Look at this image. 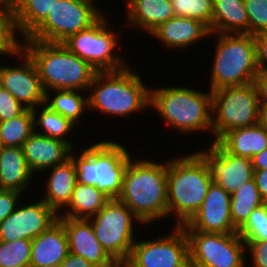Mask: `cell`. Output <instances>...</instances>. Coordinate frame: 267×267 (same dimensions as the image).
<instances>
[{"mask_svg":"<svg viewBox=\"0 0 267 267\" xmlns=\"http://www.w3.org/2000/svg\"><path fill=\"white\" fill-rule=\"evenodd\" d=\"M117 199L128 206L143 225L168 217L167 161L156 163L154 160L132 157L128 161L121 195Z\"/></svg>","mask_w":267,"mask_h":267,"instance_id":"6da1fadb","label":"cell"},{"mask_svg":"<svg viewBox=\"0 0 267 267\" xmlns=\"http://www.w3.org/2000/svg\"><path fill=\"white\" fill-rule=\"evenodd\" d=\"M22 49L34 61L46 93L79 90L87 93L96 71L63 43L22 39ZM87 90V92H86Z\"/></svg>","mask_w":267,"mask_h":267,"instance_id":"7a4b0ae2","label":"cell"},{"mask_svg":"<svg viewBox=\"0 0 267 267\" xmlns=\"http://www.w3.org/2000/svg\"><path fill=\"white\" fill-rule=\"evenodd\" d=\"M212 183L206 163L195 151L167 162V212L175 217L173 226L194 216Z\"/></svg>","mask_w":267,"mask_h":267,"instance_id":"3957f363","label":"cell"},{"mask_svg":"<svg viewBox=\"0 0 267 267\" xmlns=\"http://www.w3.org/2000/svg\"><path fill=\"white\" fill-rule=\"evenodd\" d=\"M131 67L97 72L90 85L88 110L114 117H129L150 106V88ZM95 109V110H94Z\"/></svg>","mask_w":267,"mask_h":267,"instance_id":"277c9868","label":"cell"},{"mask_svg":"<svg viewBox=\"0 0 267 267\" xmlns=\"http://www.w3.org/2000/svg\"><path fill=\"white\" fill-rule=\"evenodd\" d=\"M150 106L166 125L184 134L212 131L211 90L206 93L184 86L154 87L150 90Z\"/></svg>","mask_w":267,"mask_h":267,"instance_id":"5b68a950","label":"cell"},{"mask_svg":"<svg viewBox=\"0 0 267 267\" xmlns=\"http://www.w3.org/2000/svg\"><path fill=\"white\" fill-rule=\"evenodd\" d=\"M89 146L81 149L79 156L73 151L70 154L76 167L77 182L95 186L111 199H117L132 155L122 143L114 140L94 142Z\"/></svg>","mask_w":267,"mask_h":267,"instance_id":"8992f818","label":"cell"},{"mask_svg":"<svg viewBox=\"0 0 267 267\" xmlns=\"http://www.w3.org/2000/svg\"><path fill=\"white\" fill-rule=\"evenodd\" d=\"M216 35L209 90L254 83L259 72L254 36L239 33Z\"/></svg>","mask_w":267,"mask_h":267,"instance_id":"52a82bcc","label":"cell"},{"mask_svg":"<svg viewBox=\"0 0 267 267\" xmlns=\"http://www.w3.org/2000/svg\"><path fill=\"white\" fill-rule=\"evenodd\" d=\"M260 99L254 83L212 91V132L217 142L226 132L258 123Z\"/></svg>","mask_w":267,"mask_h":267,"instance_id":"ba28073f","label":"cell"},{"mask_svg":"<svg viewBox=\"0 0 267 267\" xmlns=\"http://www.w3.org/2000/svg\"><path fill=\"white\" fill-rule=\"evenodd\" d=\"M109 25L103 14L90 27L70 35L62 43L98 72L122 70L130 65L124 56L114 54L120 34Z\"/></svg>","mask_w":267,"mask_h":267,"instance_id":"9c48e42d","label":"cell"},{"mask_svg":"<svg viewBox=\"0 0 267 267\" xmlns=\"http://www.w3.org/2000/svg\"><path fill=\"white\" fill-rule=\"evenodd\" d=\"M89 220L95 236L103 248L118 264H124L128 260L136 240L135 221L143 224L141 220L118 199H110Z\"/></svg>","mask_w":267,"mask_h":267,"instance_id":"30bf717a","label":"cell"},{"mask_svg":"<svg viewBox=\"0 0 267 267\" xmlns=\"http://www.w3.org/2000/svg\"><path fill=\"white\" fill-rule=\"evenodd\" d=\"M96 1H56L46 18L23 39L62 43L70 35L90 27L105 14L94 4Z\"/></svg>","mask_w":267,"mask_h":267,"instance_id":"8fae6325","label":"cell"},{"mask_svg":"<svg viewBox=\"0 0 267 267\" xmlns=\"http://www.w3.org/2000/svg\"><path fill=\"white\" fill-rule=\"evenodd\" d=\"M184 230L189 241L190 264L196 267H247L246 244L238 233Z\"/></svg>","mask_w":267,"mask_h":267,"instance_id":"7c38bea8","label":"cell"},{"mask_svg":"<svg viewBox=\"0 0 267 267\" xmlns=\"http://www.w3.org/2000/svg\"><path fill=\"white\" fill-rule=\"evenodd\" d=\"M157 240L135 241L126 267H185L189 263V241L182 226Z\"/></svg>","mask_w":267,"mask_h":267,"instance_id":"4fadbf2b","label":"cell"},{"mask_svg":"<svg viewBox=\"0 0 267 267\" xmlns=\"http://www.w3.org/2000/svg\"><path fill=\"white\" fill-rule=\"evenodd\" d=\"M13 56L20 58V66L0 65L2 88L10 92L26 109H34L44 104L46 92L34 61L22 48Z\"/></svg>","mask_w":267,"mask_h":267,"instance_id":"5bb4252c","label":"cell"},{"mask_svg":"<svg viewBox=\"0 0 267 267\" xmlns=\"http://www.w3.org/2000/svg\"><path fill=\"white\" fill-rule=\"evenodd\" d=\"M196 153L206 163L212 181L230 195L254 178L251 159L227 152L218 142Z\"/></svg>","mask_w":267,"mask_h":267,"instance_id":"9a60e30c","label":"cell"},{"mask_svg":"<svg viewBox=\"0 0 267 267\" xmlns=\"http://www.w3.org/2000/svg\"><path fill=\"white\" fill-rule=\"evenodd\" d=\"M58 220V214L42 199L17 208L0 224V241L34 239Z\"/></svg>","mask_w":267,"mask_h":267,"instance_id":"2e32d148","label":"cell"},{"mask_svg":"<svg viewBox=\"0 0 267 267\" xmlns=\"http://www.w3.org/2000/svg\"><path fill=\"white\" fill-rule=\"evenodd\" d=\"M231 195L214 182L209 187L203 204L183 229H193L207 233H237L230 211Z\"/></svg>","mask_w":267,"mask_h":267,"instance_id":"e0dca14e","label":"cell"},{"mask_svg":"<svg viewBox=\"0 0 267 267\" xmlns=\"http://www.w3.org/2000/svg\"><path fill=\"white\" fill-rule=\"evenodd\" d=\"M68 237L69 252L85 258L95 267H116L118 263L95 236L89 219L58 217Z\"/></svg>","mask_w":267,"mask_h":267,"instance_id":"ac0fdd59","label":"cell"},{"mask_svg":"<svg viewBox=\"0 0 267 267\" xmlns=\"http://www.w3.org/2000/svg\"><path fill=\"white\" fill-rule=\"evenodd\" d=\"M26 162L33 174L62 164L74 150L67 142L41 135L35 131L22 146ZM41 172V173H40Z\"/></svg>","mask_w":267,"mask_h":267,"instance_id":"d6986e66","label":"cell"},{"mask_svg":"<svg viewBox=\"0 0 267 267\" xmlns=\"http://www.w3.org/2000/svg\"><path fill=\"white\" fill-rule=\"evenodd\" d=\"M160 44L169 49L182 50L200 42L203 38H210V28L201 21L182 16H174L167 22L160 24L151 33Z\"/></svg>","mask_w":267,"mask_h":267,"instance_id":"ffe728a7","label":"cell"},{"mask_svg":"<svg viewBox=\"0 0 267 267\" xmlns=\"http://www.w3.org/2000/svg\"><path fill=\"white\" fill-rule=\"evenodd\" d=\"M69 253L64 225L57 220L46 231L31 240L29 267H58Z\"/></svg>","mask_w":267,"mask_h":267,"instance_id":"44dd1931","label":"cell"},{"mask_svg":"<svg viewBox=\"0 0 267 267\" xmlns=\"http://www.w3.org/2000/svg\"><path fill=\"white\" fill-rule=\"evenodd\" d=\"M126 22L134 29L151 33L175 16L170 0H126Z\"/></svg>","mask_w":267,"mask_h":267,"instance_id":"7402d4cb","label":"cell"},{"mask_svg":"<svg viewBox=\"0 0 267 267\" xmlns=\"http://www.w3.org/2000/svg\"><path fill=\"white\" fill-rule=\"evenodd\" d=\"M47 170H50L51 174L46 180L45 195L42 200L59 214L69 204L74 191L77 182L76 167L69 158L66 162Z\"/></svg>","mask_w":267,"mask_h":267,"instance_id":"603a6c76","label":"cell"},{"mask_svg":"<svg viewBox=\"0 0 267 267\" xmlns=\"http://www.w3.org/2000/svg\"><path fill=\"white\" fill-rule=\"evenodd\" d=\"M35 176L30 170L23 149L3 147L0 150V189L25 193Z\"/></svg>","mask_w":267,"mask_h":267,"instance_id":"cb8c5ba5","label":"cell"},{"mask_svg":"<svg viewBox=\"0 0 267 267\" xmlns=\"http://www.w3.org/2000/svg\"><path fill=\"white\" fill-rule=\"evenodd\" d=\"M217 142L227 152L251 159L267 148V130L257 123L226 132Z\"/></svg>","mask_w":267,"mask_h":267,"instance_id":"d4e9b609","label":"cell"},{"mask_svg":"<svg viewBox=\"0 0 267 267\" xmlns=\"http://www.w3.org/2000/svg\"><path fill=\"white\" fill-rule=\"evenodd\" d=\"M214 34H248V13L244 0H213L210 28Z\"/></svg>","mask_w":267,"mask_h":267,"instance_id":"484cf974","label":"cell"},{"mask_svg":"<svg viewBox=\"0 0 267 267\" xmlns=\"http://www.w3.org/2000/svg\"><path fill=\"white\" fill-rule=\"evenodd\" d=\"M110 199L97 187L76 182L69 204L62 213L58 214V217L89 219L98 213Z\"/></svg>","mask_w":267,"mask_h":267,"instance_id":"4316f807","label":"cell"},{"mask_svg":"<svg viewBox=\"0 0 267 267\" xmlns=\"http://www.w3.org/2000/svg\"><path fill=\"white\" fill-rule=\"evenodd\" d=\"M56 1L58 0H21L14 7L15 26L21 40L46 18Z\"/></svg>","mask_w":267,"mask_h":267,"instance_id":"83f0119b","label":"cell"},{"mask_svg":"<svg viewBox=\"0 0 267 267\" xmlns=\"http://www.w3.org/2000/svg\"><path fill=\"white\" fill-rule=\"evenodd\" d=\"M39 107H41L40 111L38 109ZM32 112L34 115V131L36 133L67 142L74 149V143L72 144V142L67 139V136L73 132L75 128L74 123L53 111L45 103L32 109ZM37 128L40 129L41 132L40 130L38 131Z\"/></svg>","mask_w":267,"mask_h":267,"instance_id":"f1b7e54d","label":"cell"},{"mask_svg":"<svg viewBox=\"0 0 267 267\" xmlns=\"http://www.w3.org/2000/svg\"><path fill=\"white\" fill-rule=\"evenodd\" d=\"M55 95L46 93L45 104L53 111L62 115L72 123L79 124L80 117L85 109H89L88 96H83L79 90H51Z\"/></svg>","mask_w":267,"mask_h":267,"instance_id":"f546056e","label":"cell"},{"mask_svg":"<svg viewBox=\"0 0 267 267\" xmlns=\"http://www.w3.org/2000/svg\"><path fill=\"white\" fill-rule=\"evenodd\" d=\"M265 204L261 198L254 178L231 194L230 211L233 225L239 229L254 209Z\"/></svg>","mask_w":267,"mask_h":267,"instance_id":"4dcf8cb0","label":"cell"},{"mask_svg":"<svg viewBox=\"0 0 267 267\" xmlns=\"http://www.w3.org/2000/svg\"><path fill=\"white\" fill-rule=\"evenodd\" d=\"M34 132L32 109H26L21 115L0 122V134L4 147H20Z\"/></svg>","mask_w":267,"mask_h":267,"instance_id":"1f68e13d","label":"cell"},{"mask_svg":"<svg viewBox=\"0 0 267 267\" xmlns=\"http://www.w3.org/2000/svg\"><path fill=\"white\" fill-rule=\"evenodd\" d=\"M21 48L22 41L15 26L14 7L0 3V55L12 58Z\"/></svg>","mask_w":267,"mask_h":267,"instance_id":"d6a6232c","label":"cell"},{"mask_svg":"<svg viewBox=\"0 0 267 267\" xmlns=\"http://www.w3.org/2000/svg\"><path fill=\"white\" fill-rule=\"evenodd\" d=\"M31 240L0 241V267H29Z\"/></svg>","mask_w":267,"mask_h":267,"instance_id":"836d02e7","label":"cell"},{"mask_svg":"<svg viewBox=\"0 0 267 267\" xmlns=\"http://www.w3.org/2000/svg\"><path fill=\"white\" fill-rule=\"evenodd\" d=\"M175 16L195 19L209 28L213 18V0H170Z\"/></svg>","mask_w":267,"mask_h":267,"instance_id":"e575fe53","label":"cell"},{"mask_svg":"<svg viewBox=\"0 0 267 267\" xmlns=\"http://www.w3.org/2000/svg\"><path fill=\"white\" fill-rule=\"evenodd\" d=\"M237 233L243 241L267 240V203L254 209Z\"/></svg>","mask_w":267,"mask_h":267,"instance_id":"d590c367","label":"cell"},{"mask_svg":"<svg viewBox=\"0 0 267 267\" xmlns=\"http://www.w3.org/2000/svg\"><path fill=\"white\" fill-rule=\"evenodd\" d=\"M248 13V34L267 33V0H244Z\"/></svg>","mask_w":267,"mask_h":267,"instance_id":"8d00e7d4","label":"cell"},{"mask_svg":"<svg viewBox=\"0 0 267 267\" xmlns=\"http://www.w3.org/2000/svg\"><path fill=\"white\" fill-rule=\"evenodd\" d=\"M25 110L26 108L10 92L3 88L0 90V122L15 118Z\"/></svg>","mask_w":267,"mask_h":267,"instance_id":"74e56055","label":"cell"},{"mask_svg":"<svg viewBox=\"0 0 267 267\" xmlns=\"http://www.w3.org/2000/svg\"><path fill=\"white\" fill-rule=\"evenodd\" d=\"M22 195L17 191L0 189V224L17 208V203L22 201Z\"/></svg>","mask_w":267,"mask_h":267,"instance_id":"f35d334b","label":"cell"},{"mask_svg":"<svg viewBox=\"0 0 267 267\" xmlns=\"http://www.w3.org/2000/svg\"><path fill=\"white\" fill-rule=\"evenodd\" d=\"M246 250L251 253L253 267H267V240L265 241H244Z\"/></svg>","mask_w":267,"mask_h":267,"instance_id":"ab89813d","label":"cell"},{"mask_svg":"<svg viewBox=\"0 0 267 267\" xmlns=\"http://www.w3.org/2000/svg\"><path fill=\"white\" fill-rule=\"evenodd\" d=\"M256 62L259 71L267 72V33L254 35Z\"/></svg>","mask_w":267,"mask_h":267,"instance_id":"60d3db41","label":"cell"},{"mask_svg":"<svg viewBox=\"0 0 267 267\" xmlns=\"http://www.w3.org/2000/svg\"><path fill=\"white\" fill-rule=\"evenodd\" d=\"M254 84L258 91L260 103H267V72L259 71Z\"/></svg>","mask_w":267,"mask_h":267,"instance_id":"b9f144b4","label":"cell"},{"mask_svg":"<svg viewBox=\"0 0 267 267\" xmlns=\"http://www.w3.org/2000/svg\"><path fill=\"white\" fill-rule=\"evenodd\" d=\"M58 267H95L85 258L68 253L67 257L59 264Z\"/></svg>","mask_w":267,"mask_h":267,"instance_id":"7bdbcfd3","label":"cell"},{"mask_svg":"<svg viewBox=\"0 0 267 267\" xmlns=\"http://www.w3.org/2000/svg\"><path fill=\"white\" fill-rule=\"evenodd\" d=\"M254 180L261 198L267 203V169L254 171Z\"/></svg>","mask_w":267,"mask_h":267,"instance_id":"ee69618b","label":"cell"},{"mask_svg":"<svg viewBox=\"0 0 267 267\" xmlns=\"http://www.w3.org/2000/svg\"><path fill=\"white\" fill-rule=\"evenodd\" d=\"M253 170L267 169V148L260 153L255 154L252 158Z\"/></svg>","mask_w":267,"mask_h":267,"instance_id":"f6af8a7d","label":"cell"},{"mask_svg":"<svg viewBox=\"0 0 267 267\" xmlns=\"http://www.w3.org/2000/svg\"><path fill=\"white\" fill-rule=\"evenodd\" d=\"M258 123L267 130V103H260Z\"/></svg>","mask_w":267,"mask_h":267,"instance_id":"bcb514c9","label":"cell"},{"mask_svg":"<svg viewBox=\"0 0 267 267\" xmlns=\"http://www.w3.org/2000/svg\"><path fill=\"white\" fill-rule=\"evenodd\" d=\"M20 1L21 0H0V3H4L12 7H15Z\"/></svg>","mask_w":267,"mask_h":267,"instance_id":"7dc6e473","label":"cell"},{"mask_svg":"<svg viewBox=\"0 0 267 267\" xmlns=\"http://www.w3.org/2000/svg\"><path fill=\"white\" fill-rule=\"evenodd\" d=\"M4 147V144H3V141H2V138H1V134H0V150Z\"/></svg>","mask_w":267,"mask_h":267,"instance_id":"c3c4849f","label":"cell"},{"mask_svg":"<svg viewBox=\"0 0 267 267\" xmlns=\"http://www.w3.org/2000/svg\"><path fill=\"white\" fill-rule=\"evenodd\" d=\"M185 267H196V266H194V265L188 263Z\"/></svg>","mask_w":267,"mask_h":267,"instance_id":"681fc988","label":"cell"},{"mask_svg":"<svg viewBox=\"0 0 267 267\" xmlns=\"http://www.w3.org/2000/svg\"><path fill=\"white\" fill-rule=\"evenodd\" d=\"M116 267H126L124 264H118Z\"/></svg>","mask_w":267,"mask_h":267,"instance_id":"f907efd6","label":"cell"}]
</instances>
